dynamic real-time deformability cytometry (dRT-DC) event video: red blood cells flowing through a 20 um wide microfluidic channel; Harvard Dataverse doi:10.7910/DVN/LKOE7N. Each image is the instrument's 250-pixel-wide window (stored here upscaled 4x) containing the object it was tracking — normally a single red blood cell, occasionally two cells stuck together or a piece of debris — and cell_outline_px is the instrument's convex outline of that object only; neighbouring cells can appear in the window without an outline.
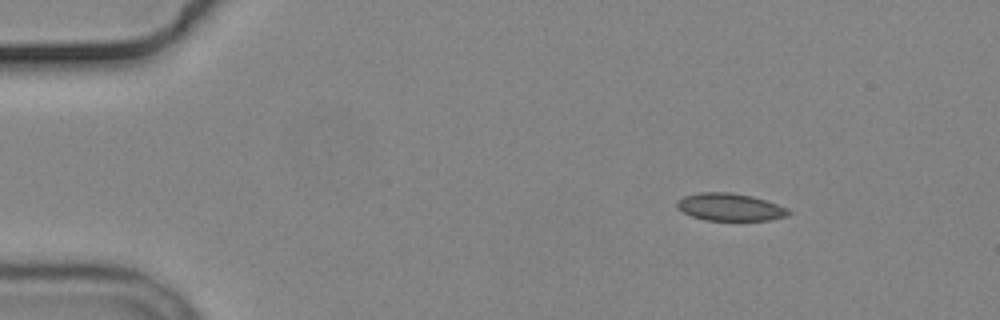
{"species": "common noctule bat (a hibernating species)", "species_latin": "Nyctalus noctula", "temperature_condition": "cold", "stored_images_in_passage": 9, "camera_frame_rate_fps": 3000, "um_per_image_px": 0.085, "animal": {"sex": "male", "body_mass_g": 19.2, "forearm_length_mm": 51.8}, "frame": {"image": 1, "passage_image": 3, "time_ms": 2.333, "image_size_px": [1000, 320], "cell_outline_px": [[792, 212], [788, 216], [768, 220], [708, 220], [692, 216], [676, 208], [676, 200], [684, 196], [700, 192], [728, 192], [752, 196], [788, 208]], "centroid_in_image_um": [62.04, 17.6], "position_along_channel_um": 23.0, "area_um2": 17.8}}
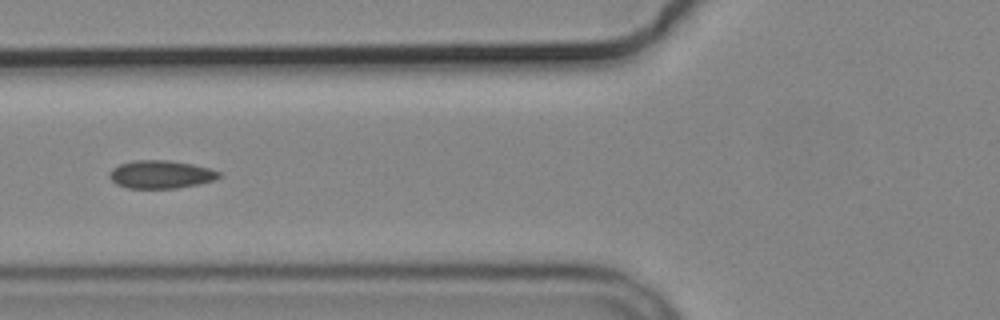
{"frame": {"image": 2, "passage_image": 7, "time_ms": 7.0, "image_size_px": [1000, 320], "cell_outline_px": [[224, 176], [200, 184], [176, 188], [128, 188], [116, 184], [108, 176], [108, 172], [112, 168], [120, 164], [132, 160], [168, 160], [192, 164], [224, 172]], "centroid_in_image_um": [13.69, 14.82], "position_along_channel_um": 112.1, "area_um2": 18.09}}
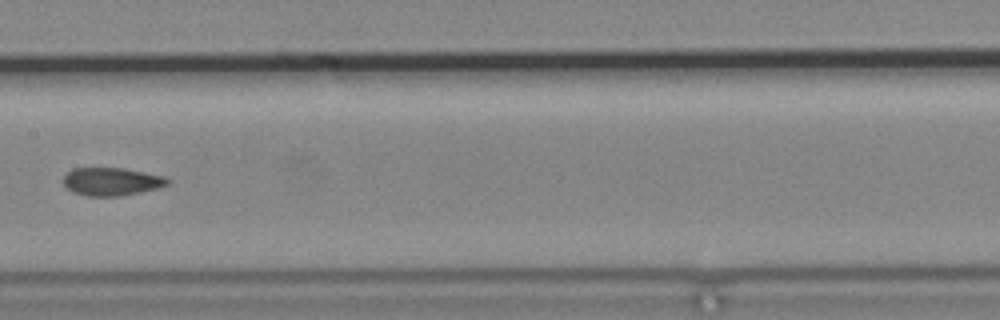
{"frame": {"image": 3, "passage_image": 9, "time_ms": 9.333, "image_size_px": [1000, 320], "cell_outline_px": [[172, 180], [168, 184], [160, 188], [120, 196], [88, 196], [72, 192], [64, 184], [64, 176], [72, 168], [124, 168], [164, 176]], "centroid_in_image_um": [9.52, 15.43], "position_along_channel_um": 197.9, "area_um2": 17.05}}